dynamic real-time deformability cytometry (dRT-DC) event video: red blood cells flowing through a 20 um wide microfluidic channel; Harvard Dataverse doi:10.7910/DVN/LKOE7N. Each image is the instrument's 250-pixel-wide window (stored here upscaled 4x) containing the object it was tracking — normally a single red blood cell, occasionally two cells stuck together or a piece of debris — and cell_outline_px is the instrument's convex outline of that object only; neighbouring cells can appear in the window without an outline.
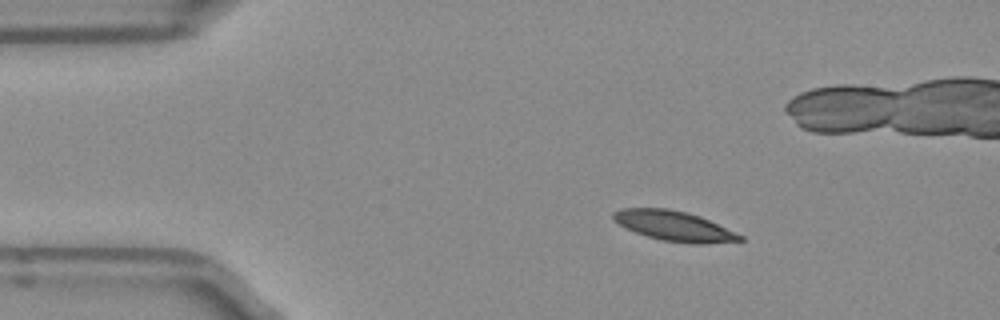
{"species": "Egyptian fruit bat (a non-hibernating species)", "species_latin": "Rousettus aegyptiacus", "temperature_condition": "room temperature", "stored_images_in_passage": 45, "camera_frame_rate_fps": 3000, "um_per_image_px": 0.085, "frame": {"image": 1, "passage_image": 1, "time_ms": 0.0, "image_size_px": [1000, 320], "cell_outline_px": [[744, 240], [704, 244], [692, 244], [664, 240], [648, 236], [636, 232], [620, 224], [612, 216], [612, 212], [620, 208], [668, 208], [688, 212], [700, 216], [744, 236]], "centroid_in_image_um": [57.33, 19.2], "position_along_channel_um": 27.7, "area_um2": 21.91}}
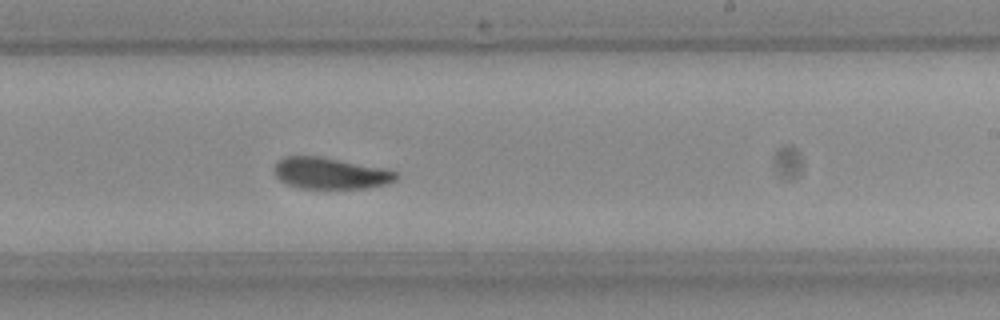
{"frame": {"image": 2, "passage_image": 23, "time_ms": 7.333, "image_size_px": [1000, 320], "cell_outline_px": [[400, 176], [396, 180], [388, 184], [368, 188], [300, 188], [284, 184], [276, 176], [272, 168], [276, 160], [284, 156], [320, 156], [384, 168], [400, 172]], "centroid_in_image_um": [28.08, 14.72], "position_along_channel_um": 260.9, "area_um2": 22.77}}
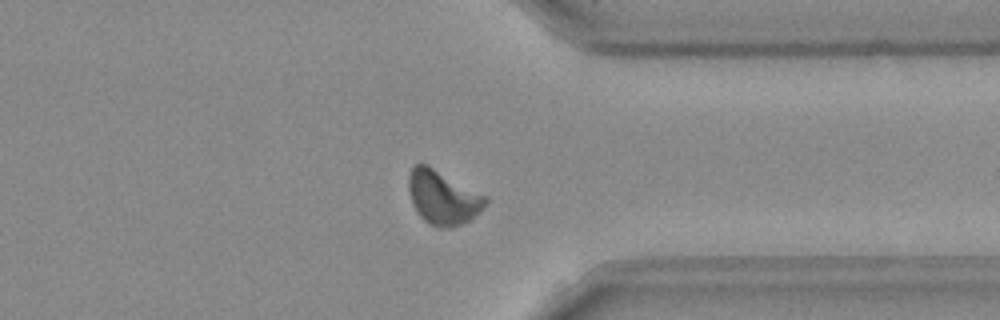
{"frame": {"image": 3, "passage_image": 32, "time_ms": 10.333, "image_size_px": [1000, 320], "cell_outline_px": [[488, 200], [480, 212], [468, 220], [452, 228], [440, 228], [428, 224], [420, 216], [412, 204], [408, 188], [408, 176], [412, 164], [428, 164], [488, 196]], "centroid_in_image_um": [37.63, 16.76], "position_along_channel_um": 373.8, "area_um2": 24.51}, "authors_computed_cell_mechanics": {"area_um2": 22.7732, "velocity_mm_per_s": 3.9168, "shape_relaxation_time_tau1_ms": 5.6516, "shape_relaxation_time_tau2_ms": null, "deformation_change_tau1": 0.1414, "deformation_change_tau2": null}}